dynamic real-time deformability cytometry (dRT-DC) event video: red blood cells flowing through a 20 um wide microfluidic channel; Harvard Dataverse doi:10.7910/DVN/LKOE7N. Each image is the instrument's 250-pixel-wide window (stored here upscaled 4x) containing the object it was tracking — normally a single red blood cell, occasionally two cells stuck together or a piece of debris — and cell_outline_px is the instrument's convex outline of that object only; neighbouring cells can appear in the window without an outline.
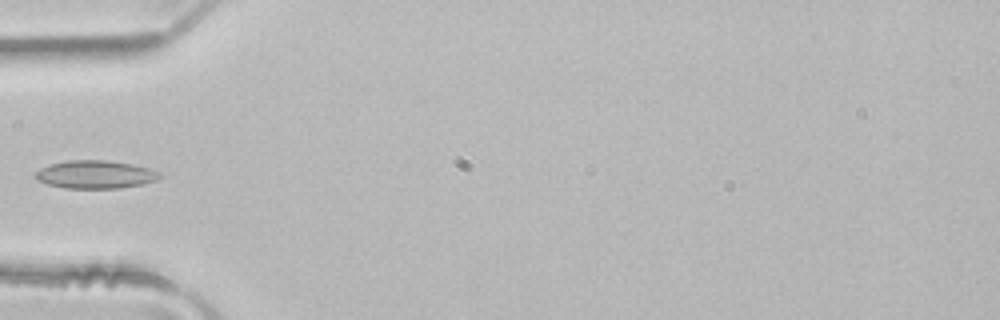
{"species": "common noctule bat (a hibernating species)", "species_latin": "Nyctalus noctula", "temperature_condition": "room temperature", "stored_images_in_passage": 4, "camera_frame_rate_fps": 3000, "um_per_image_px": 0.085, "animal": {"sex": "male", "body_mass_g": 21.5, "forearm_length_mm": 52.0}, "frame": {"image": 1, "passage_image": 4, "time_ms": 1.0, "image_size_px": [1000, 320], "cell_outline_px": [[160, 176], [156, 180], [140, 184], [120, 188], [64, 188], [48, 184], [36, 180], [32, 176], [40, 168], [48, 164], [68, 160], [108, 160], [132, 164], [148, 168], [160, 172]], "centroid_in_image_um": [8.04, 14.82], "position_along_channel_um": 77.0, "area_um2": 20.35}}